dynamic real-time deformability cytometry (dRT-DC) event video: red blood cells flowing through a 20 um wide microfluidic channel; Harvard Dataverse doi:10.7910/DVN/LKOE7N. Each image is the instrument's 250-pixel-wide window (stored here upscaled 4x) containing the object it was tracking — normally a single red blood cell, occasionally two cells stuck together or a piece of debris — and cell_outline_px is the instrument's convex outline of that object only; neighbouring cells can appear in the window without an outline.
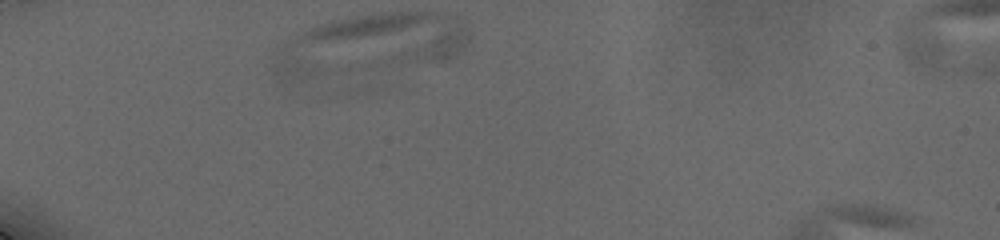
{"species": "human", "species_latin": "Homo sapiens", "temperature_condition": "cold", "stored_images_in_passage": 11, "camera_frame_rate_fps": 3000, "um_per_image_px": 0.085, "donor": {"sex": "male"}, "frame": {"image": 1, "passage_image": 1, "time_ms": 0.0, "image_size_px": [1000, 240], "cell_outline_px": [[468, 40], [464, 48], [444, 60], [300, 80], [284, 76], [276, 72], [272, 64], [276, 48], [308, 28], [320, 24], [352, 16], [384, 12], [432, 12], [456, 16], [464, 28], [468, 36]], "centroid_in_image_um": [31.45, 3.75], "position_along_channel_um": 53.5, "area_um2": 67.86}}